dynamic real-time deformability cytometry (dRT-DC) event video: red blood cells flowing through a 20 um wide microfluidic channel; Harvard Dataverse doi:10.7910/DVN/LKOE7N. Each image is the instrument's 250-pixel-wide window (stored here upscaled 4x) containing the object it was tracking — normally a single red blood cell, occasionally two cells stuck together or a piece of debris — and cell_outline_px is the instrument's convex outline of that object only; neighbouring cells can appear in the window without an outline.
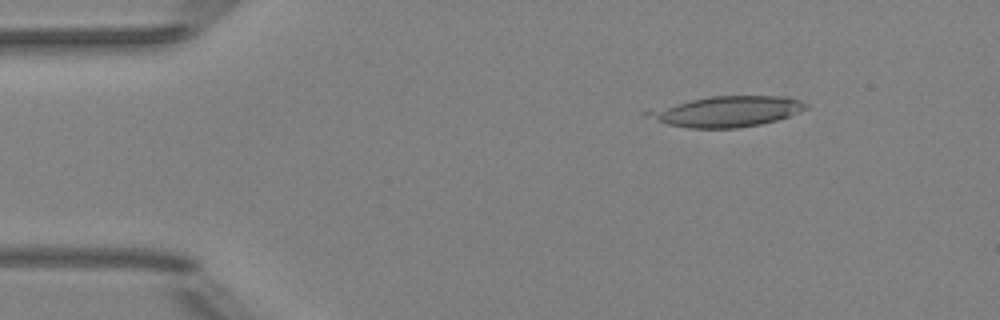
{"species": "Egyptian fruit bat (a non-hibernating species)", "species_latin": "Rousettus aegyptiacus", "temperature_condition": "room temperature", "stored_images_in_passage": 6, "camera_frame_rate_fps": 3000, "um_per_image_px": 0.085, "animal": {"sex": "female"}, "frame": {"image": 1, "passage_image": 2, "time_ms": 1.333, "image_size_px": [1000, 320], "cell_outline_px": [[808, 108], [788, 116], [776, 120], [760, 124], [736, 128], [688, 128], [668, 124], [644, 116], [640, 112], [708, 96], [788, 96], [800, 100], [808, 104]], "centroid_in_image_um": [61.78, 9.47], "position_along_channel_um": 23.2, "area_um2": 28.09}}
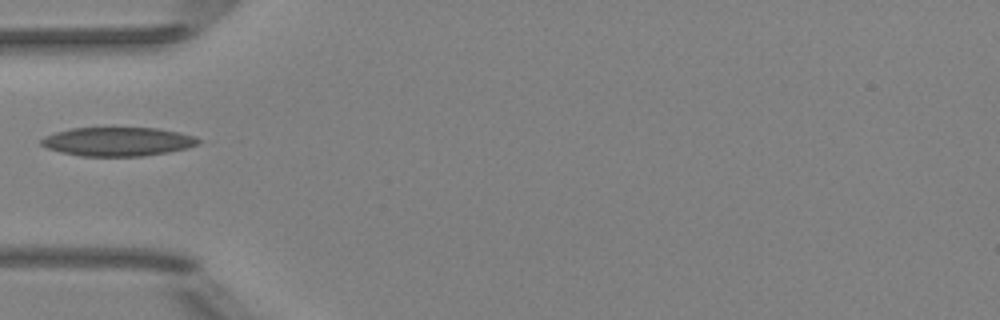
{"frame": {"image": 2, "passage_image": 5, "time_ms": 4.667, "image_size_px": [1000, 320], "cell_outline_px": [[200, 144], [188, 148], [168, 152], [144, 156], [80, 156], [60, 152], [48, 148], [40, 144], [40, 140], [44, 136], [56, 132], [72, 128], [156, 128], [180, 132], [196, 136], [200, 140]], "centroid_in_image_um": [10.04, 12.04], "position_along_channel_um": 75.0, "area_um2": 26.53}}
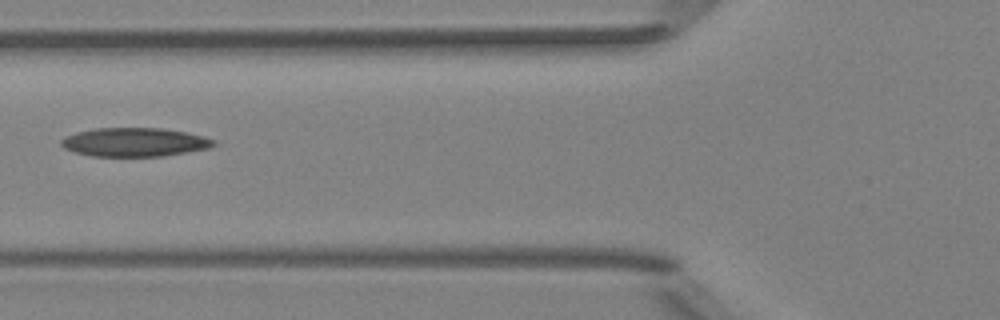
{"frame": {"image": 3, "passage_image": 6, "time_ms": 5.667, "image_size_px": [1000, 320], "cell_outline_px": [[216, 144], [208, 148], [160, 156], [92, 156], [76, 152], [64, 148], [60, 144], [60, 140], [64, 136], [76, 132], [96, 128], [164, 128], [188, 132], [204, 136], [216, 140]], "centroid_in_image_um": [11.43, 12.07], "position_along_channel_um": 114.4, "area_um2": 25.55}}